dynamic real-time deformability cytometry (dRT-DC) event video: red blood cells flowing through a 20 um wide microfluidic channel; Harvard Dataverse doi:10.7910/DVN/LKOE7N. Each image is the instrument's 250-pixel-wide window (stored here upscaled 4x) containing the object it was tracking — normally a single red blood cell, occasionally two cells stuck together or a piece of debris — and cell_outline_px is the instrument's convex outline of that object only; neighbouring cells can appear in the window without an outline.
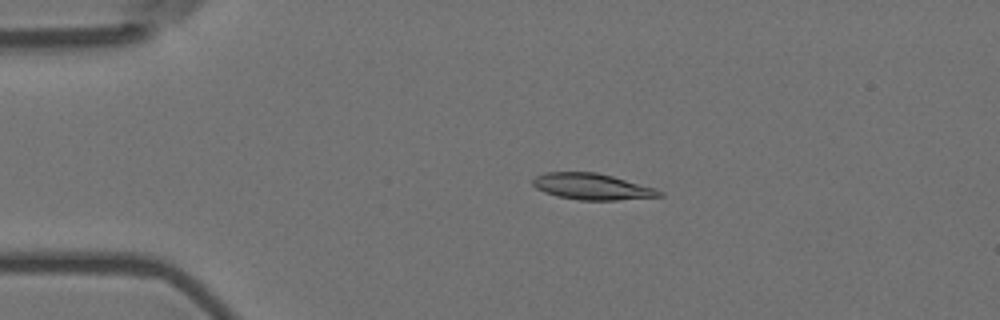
{"species": "Egyptian fruit bat (a non-hibernating species)", "species_latin": "Rousettus aegyptiacus", "temperature_condition": "room temperature", "stored_images_in_passage": 15, "camera_frame_rate_fps": 3000, "um_per_image_px": 0.085, "animal": {"sex": "female"}, "frame": {"image": 1, "passage_image": 4, "time_ms": 1.0, "image_size_px": [1000, 320], "cell_outline_px": [[664, 196], [616, 200], [580, 200], [556, 196], [544, 192], [536, 188], [532, 184], [532, 180], [536, 176], [544, 172], [596, 172], [612, 176], [656, 188], [664, 192]], "centroid_in_image_um": [50.33, 15.86], "position_along_channel_um": 34.7, "area_um2": 19.42}}
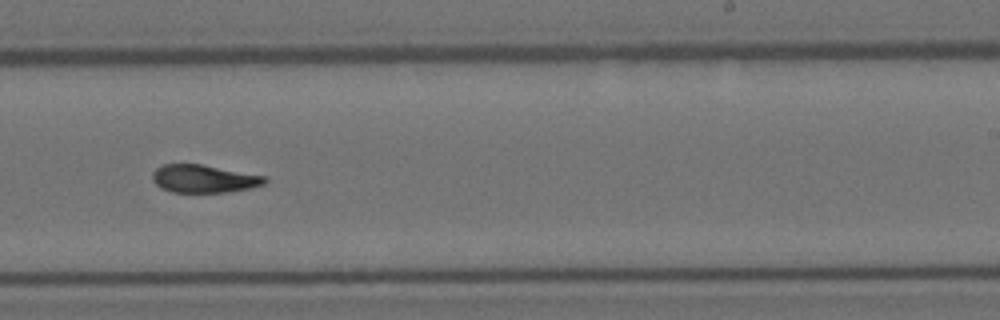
{"frame": {"image": 2, "passage_image": 10, "time_ms": 3.0, "image_size_px": [1000, 320], "cell_outline_px": [[268, 180], [264, 184], [248, 188], [228, 192], [172, 192], [160, 188], [152, 180], [152, 172], [160, 164], [200, 164], [268, 176]], "centroid_in_image_um": [17.31, 15.18], "position_along_channel_um": 271.7, "area_um2": 18.38}}
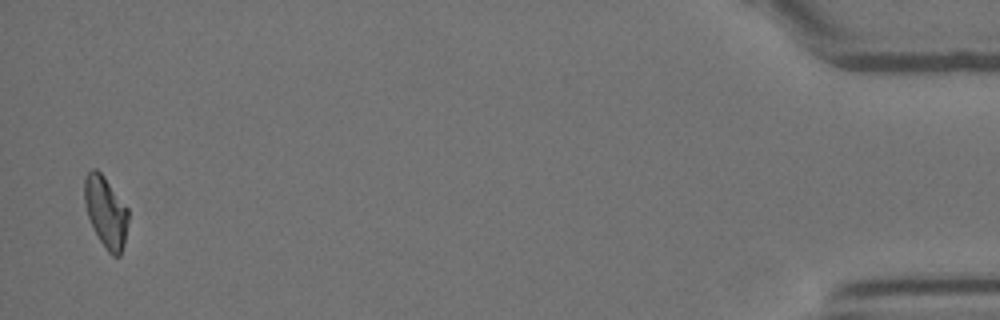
{"frame": {"image": 3, "passage_image": 15, "time_ms": 4.667, "image_size_px": [1000, 320], "cell_outline_px": [[128, 220], [124, 244], [120, 256], [112, 256], [108, 252], [92, 228], [84, 204], [84, 176], [92, 168], [96, 168], [104, 176], [128, 208]], "centroid_in_image_um": [8.98, 18.0], "position_along_channel_um": 426.2, "area_um2": 18.26}}